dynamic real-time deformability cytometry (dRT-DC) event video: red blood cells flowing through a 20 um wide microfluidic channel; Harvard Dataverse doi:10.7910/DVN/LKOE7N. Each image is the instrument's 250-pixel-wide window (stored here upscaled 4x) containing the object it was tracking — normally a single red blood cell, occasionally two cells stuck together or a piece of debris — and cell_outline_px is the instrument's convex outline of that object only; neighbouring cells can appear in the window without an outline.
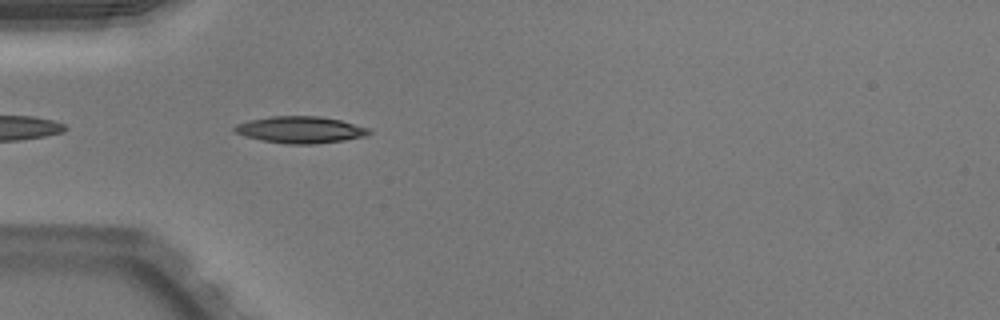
{"species": "Egyptian fruit bat (a non-hibernating species)", "species_latin": "Rousettus aegyptiacus", "temperature_condition": "warm", "stored_images_in_passage": 37, "camera_frame_rate_fps": 3000, "um_per_image_px": 0.085, "animal": {"sex": "male"}, "frame": {"image": 1, "passage_image": 2, "time_ms": 0.333, "image_size_px": [1000, 320], "cell_outline_px": [[372, 132], [364, 136], [344, 140], [312, 144], [288, 144], [260, 140], [244, 136], [236, 132], [232, 128], [236, 124], [248, 120], [268, 116], [320, 116], [340, 120], [368, 128]], "centroid_in_image_um": [25.48, 11.02], "position_along_channel_um": 59.5, "area_um2": 20.92}}
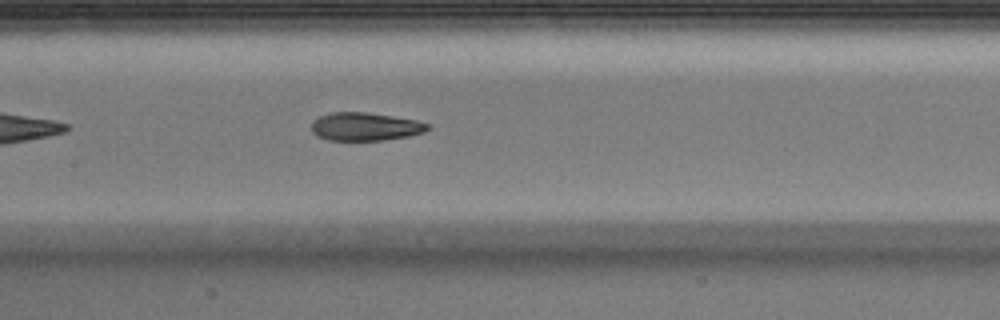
{"frame": {"image": 2, "passage_image": 11, "time_ms": 3.333, "image_size_px": [1000, 320], "cell_outline_px": [[432, 128], [424, 132], [408, 136], [384, 140], [328, 140], [316, 136], [312, 132], [312, 120], [328, 112], [364, 112], [392, 116], [416, 120], [432, 124]], "centroid_in_image_um": [31.05, 10.76], "position_along_channel_um": 176.3, "area_um2": 19.25}}
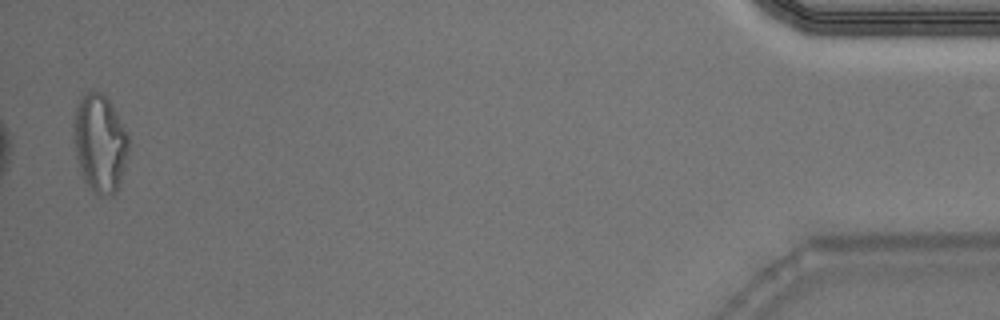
{"frame": {"image": 3, "passage_image": 36, "time_ms": 11.667, "image_size_px": [1000, 320], "cell_outline_px": [[128, 152], [124, 168], [116, 192], [112, 196], [96, 196], [84, 180], [80, 172], [76, 156], [76, 104], [80, 96], [84, 92], [92, 88], [100, 92], [112, 104], [128, 132]], "centroid_in_image_um": [8.52, 12.17], "position_along_channel_um": 426.7, "area_um2": 31.27}, "authors_computed_cell_mechanics": {"area_um2": 20.1144, "velocity_mm_per_s": 4.0058, "shape_relaxation_time_tau1_ms": 4.3748, "shape_relaxation_time_tau2_ms": 1.7544, "deformation_change_tau1": 0.1909, "deformation_change_tau2": 0.0922}}